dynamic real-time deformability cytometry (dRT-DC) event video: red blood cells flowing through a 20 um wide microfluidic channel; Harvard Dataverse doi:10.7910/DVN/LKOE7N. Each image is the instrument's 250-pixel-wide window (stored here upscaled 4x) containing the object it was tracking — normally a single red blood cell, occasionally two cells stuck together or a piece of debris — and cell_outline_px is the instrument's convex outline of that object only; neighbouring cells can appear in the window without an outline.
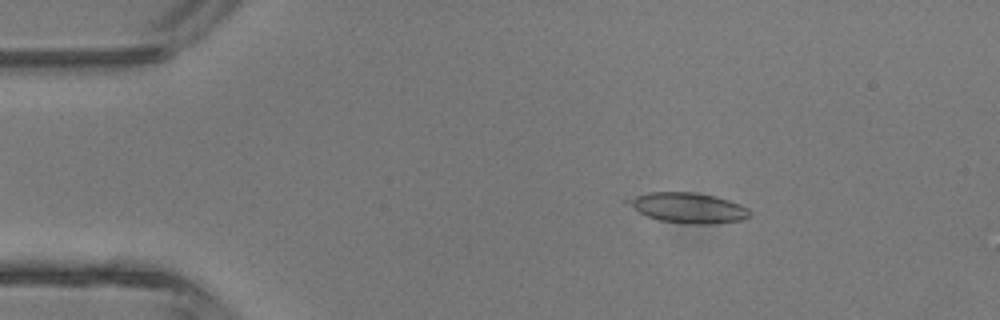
{"species": "common noctule bat (a hibernating species)", "species_latin": "Nyctalus noctula", "temperature_condition": "room temperature", "stored_images_in_passage": 5, "camera_frame_rate_fps": 3000, "um_per_image_px": 0.085, "animal": {"sex": "male", "body_mass_g": 13.3}, "frame": {"image": 1, "passage_image": 2, "time_ms": 2.0, "image_size_px": [1000, 320], "cell_outline_px": [[748, 216], [744, 220], [708, 224], [688, 224], [660, 220], [648, 216], [640, 212], [624, 200], [648, 192], [692, 192], [716, 196], [740, 204], [748, 208]], "centroid_in_image_um": [58.51, 17.66], "position_along_channel_um": 26.5, "area_um2": 21.15}}
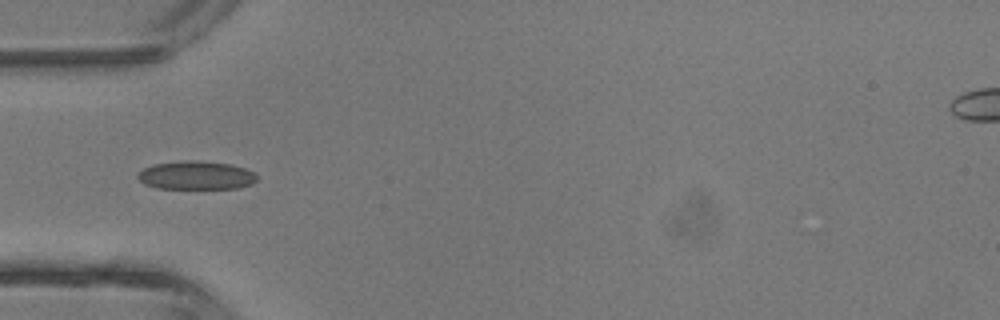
{"frame": {"image": 2, "passage_image": 4, "time_ms": 4.333, "image_size_px": [1000, 320], "cell_outline_px": [[256, 180], [252, 184], [236, 188], [156, 188], [144, 184], [136, 176], [144, 168], [152, 164], [184, 160], [196, 160], [232, 164], [244, 168], [252, 172], [256, 176]], "centroid_in_image_um": [16.64, 14.89], "position_along_channel_um": 68.4, "area_um2": 19.71}}
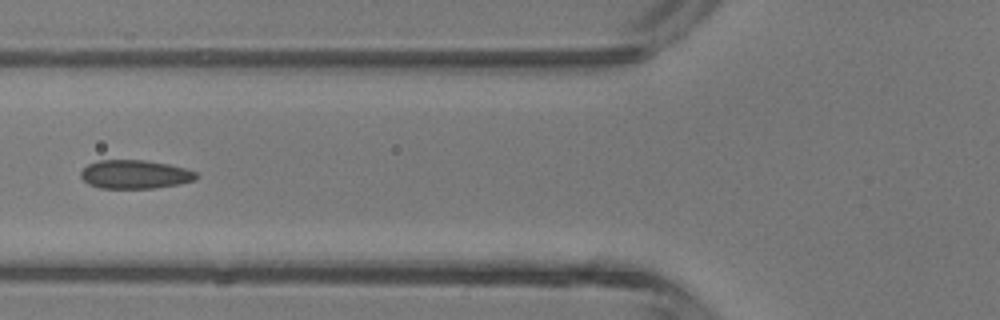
{"frame": {"image": 3, "passage_image": 5, "time_ms": 5.333, "image_size_px": [1000, 320], "cell_outline_px": [[200, 176], [196, 180], [180, 184], [156, 188], [100, 188], [88, 184], [80, 176], [80, 172], [88, 164], [100, 160], [144, 160], [168, 164], [184, 168], [196, 172]], "centroid_in_image_um": [11.49, 14.83], "position_along_channel_um": 114.3, "area_um2": 19.36}}